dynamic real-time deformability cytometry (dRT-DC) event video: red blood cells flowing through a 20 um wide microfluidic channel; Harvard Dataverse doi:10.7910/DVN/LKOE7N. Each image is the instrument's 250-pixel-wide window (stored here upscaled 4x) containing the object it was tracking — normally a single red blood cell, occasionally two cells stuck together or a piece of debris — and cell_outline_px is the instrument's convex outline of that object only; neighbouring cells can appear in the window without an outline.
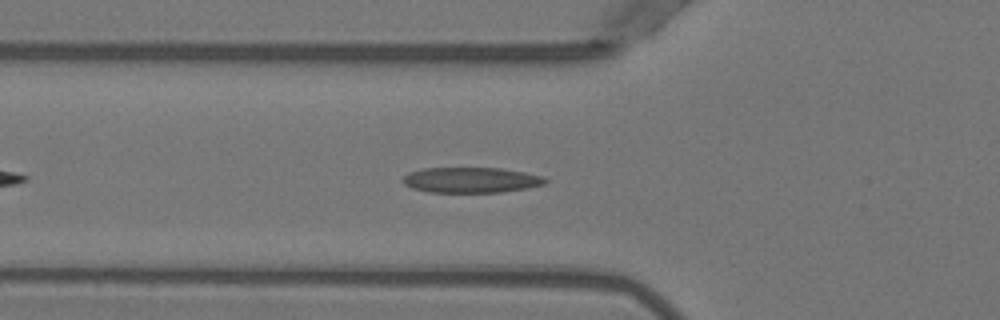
{"species": "Egyptian fruit bat (a non-hibernating species)", "species_latin": "Rousettus aegyptiacus", "temperature_condition": "warm", "stored_images_in_passage": 38, "camera_frame_rate_fps": 3000, "um_per_image_px": 0.085, "animal": {"sex": "female"}, "frame": {"image": 1, "passage_image": 7, "time_ms": 2.0, "image_size_px": [1000, 320], "cell_outline_px": [[548, 180], [544, 184], [528, 188], [500, 192], [428, 192], [412, 188], [404, 184], [404, 176], [408, 172], [424, 168], [500, 168], [524, 172], [544, 176]], "centroid_in_image_um": [40.05, 15.3], "position_along_channel_um": 85.7, "area_um2": 21.1}}
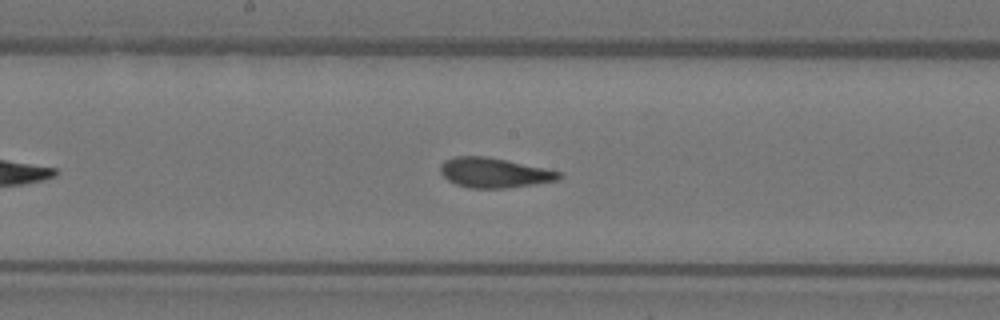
{"frame": {"image": 2, "passage_image": 16, "time_ms": 5.0, "image_size_px": [1000, 320], "cell_outline_px": [[564, 176], [560, 180], [536, 184], [508, 188], [468, 188], [456, 184], [448, 180], [440, 172], [440, 164], [444, 160], [456, 156], [484, 156], [504, 160], [560, 172]], "centroid_in_image_um": [41.98, 14.7], "position_along_channel_um": 206.2, "area_um2": 20.52}}
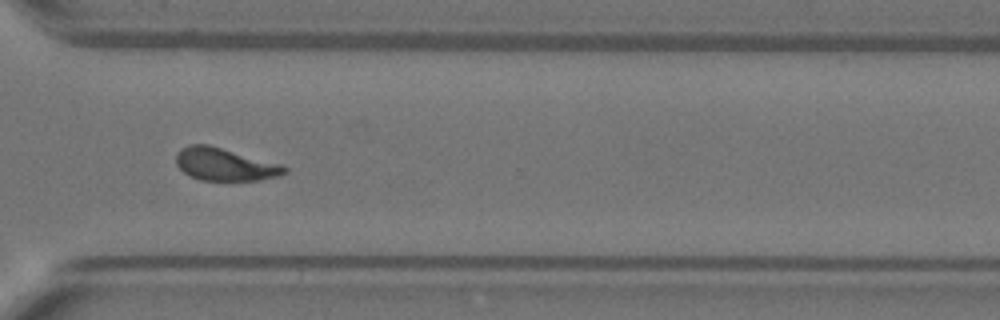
{"frame": {"image": 3, "passage_image": 27, "time_ms": 8.667, "image_size_px": [1000, 320], "cell_outline_px": [[288, 172], [280, 176], [260, 180], [200, 180], [188, 176], [176, 164], [176, 152], [180, 148], [188, 144], [208, 144], [284, 164], [288, 168]], "centroid_in_image_um": [19.14, 13.96], "position_along_channel_um": 351.5, "area_um2": 21.04}, "authors_computed_cell_mechanics": {"area_um2": 20.8369, "velocity_mm_per_s": 3.981, "shape_relaxation_time_tau1_ms": 5.1326, "shape_relaxation_time_tau2_ms": 1.0499, "deformation_change_tau1": 0.1943, "deformation_change_tau2": 0.0908}}